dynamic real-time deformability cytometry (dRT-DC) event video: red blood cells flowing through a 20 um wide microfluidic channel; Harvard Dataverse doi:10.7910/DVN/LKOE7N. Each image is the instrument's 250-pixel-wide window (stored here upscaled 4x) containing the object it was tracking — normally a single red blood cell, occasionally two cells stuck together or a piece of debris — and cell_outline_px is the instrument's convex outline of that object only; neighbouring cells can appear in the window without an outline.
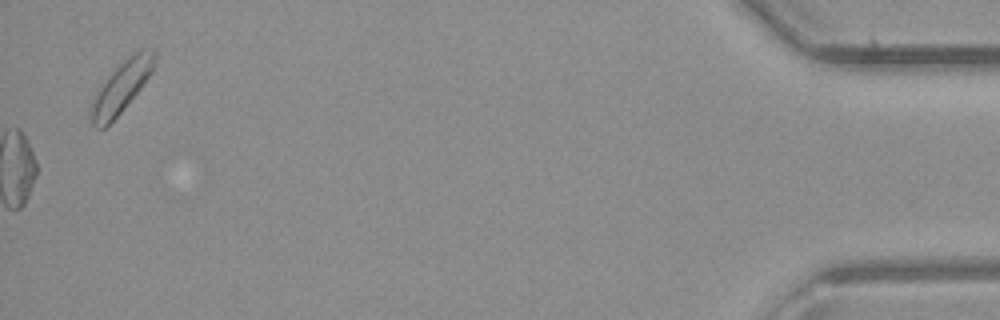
{"species": "common noctule bat (a hibernating species)", "species_latin": "Nyctalus noctula", "temperature_condition": "room temperature", "stored_images_in_passage": 40, "camera_frame_rate_fps": 3000, "um_per_image_px": 0.085, "animal": {"sex": "male", "body_mass_g": 23.1, "forearm_length_mm": 52.7}, "frame": {"image": 1, "passage_image": 40, "time_ms": 13.0, "image_size_px": [1000, 320], "cell_outline_px": [[156, 64], [152, 72], [140, 88], [120, 112], [104, 128], [96, 128], [92, 124], [92, 100], [104, 76], [128, 56], [140, 48], [156, 48]], "centroid_in_image_um": [10.35, 7.28], "position_along_channel_um": 424.9, "area_um2": 19.13}}